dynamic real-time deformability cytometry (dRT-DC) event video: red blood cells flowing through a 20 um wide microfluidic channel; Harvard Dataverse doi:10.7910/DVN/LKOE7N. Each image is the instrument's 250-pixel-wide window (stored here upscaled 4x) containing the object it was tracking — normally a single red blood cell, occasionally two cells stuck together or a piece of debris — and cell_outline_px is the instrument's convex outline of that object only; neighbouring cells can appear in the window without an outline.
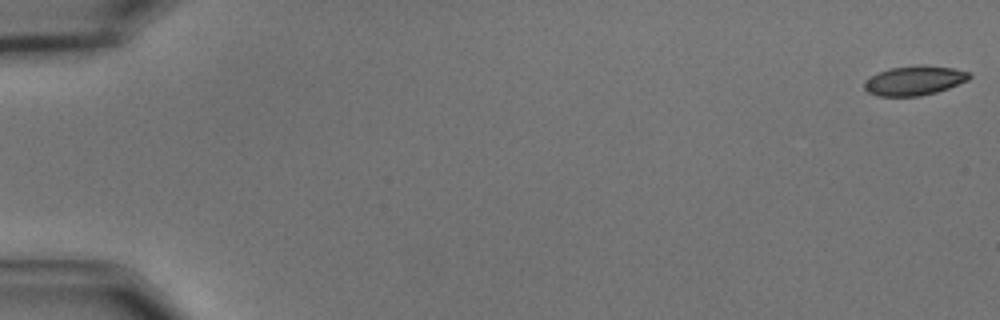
{"species": "common noctule bat (a hibernating species)", "species_latin": "Nyctalus noctula", "temperature_condition": "cold", "stored_images_in_passage": 57, "camera_frame_rate_fps": 3000, "um_per_image_px": 0.085, "animal": {"sex": "male", "body_mass_g": 15.6}, "frame": {"image": 1, "passage_image": 1, "time_ms": 0.0, "image_size_px": [1000, 320], "cell_outline_px": [[972, 76], [968, 80], [948, 88], [936, 92], [920, 96], [876, 96], [868, 92], [864, 88], [864, 80], [888, 68], [916, 64], [924, 64], [952, 68], [968, 72]], "centroid_in_image_um": [77.71, 6.83], "position_along_channel_um": 7.3, "area_um2": 18.15}}
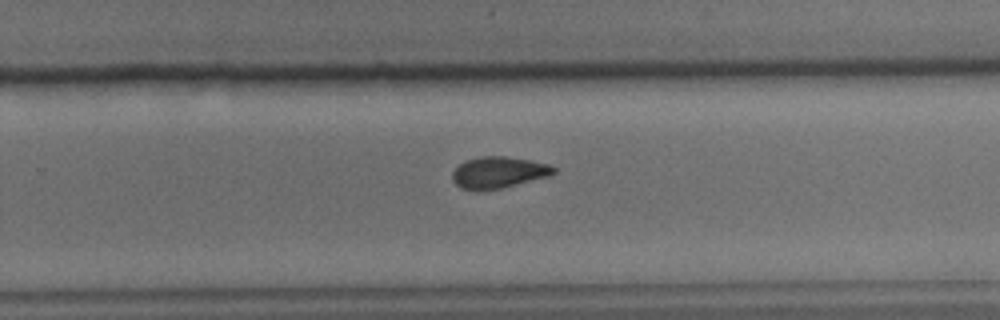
{"frame": {"image": 2, "passage_image": 38, "time_ms": 12.333, "image_size_px": [1000, 320], "cell_outline_px": [[556, 172], [548, 176], [500, 188], [460, 188], [452, 180], [452, 172], [464, 160], [480, 156], [504, 156], [528, 160], [548, 164], [556, 168]], "centroid_in_image_um": [42.36, 14.62], "position_along_channel_um": 287.4, "area_um2": 18.03}}
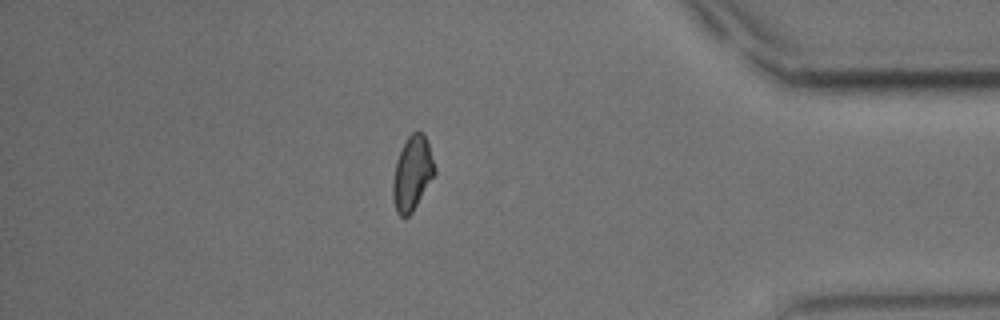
{"frame": {"image": 3, "passage_image": 50, "time_ms": 16.333, "image_size_px": [1000, 320], "cell_outline_px": [[436, 172], [412, 212], [408, 216], [400, 216], [396, 212], [392, 196], [392, 184], [396, 160], [408, 136], [412, 132], [420, 132], [424, 136], [428, 144], [436, 168]], "centroid_in_image_um": [35.03, 14.76], "position_along_channel_um": 400.2, "area_um2": 17.8}, "authors_computed_cell_mechanics": {"area_um2": 18.496, "velocity_mm_per_s": 3.5595, "shape_relaxation_time_tau1_ms": 7.973, "shape_relaxation_time_tau2_ms": 4.3608, "deformation_change_tau1": 0.141, "deformation_change_tau2": 0.093}}